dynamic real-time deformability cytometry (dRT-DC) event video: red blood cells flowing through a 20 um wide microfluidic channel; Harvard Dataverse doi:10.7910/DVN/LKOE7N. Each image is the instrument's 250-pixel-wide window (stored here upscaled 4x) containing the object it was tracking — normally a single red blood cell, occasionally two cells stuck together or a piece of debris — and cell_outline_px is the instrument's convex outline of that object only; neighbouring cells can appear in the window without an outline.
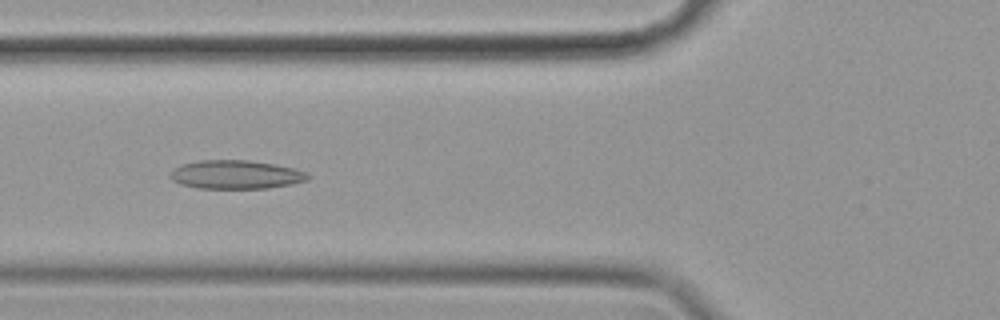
{"species": "common noctule bat (a hibernating species)", "species_latin": "Nyctalus noctula", "temperature_condition": "cold", "stored_images_in_passage": 57, "camera_frame_rate_fps": 3000, "um_per_image_px": 0.085, "animal": {"sex": "female", "body_mass_g": 19.9}, "frame": {"image": 1, "passage_image": 21, "time_ms": 6.667, "image_size_px": [1000, 320], "cell_outline_px": [[312, 176], [308, 180], [292, 184], [268, 188], [196, 188], [180, 184], [172, 180], [168, 176], [172, 168], [180, 164], [200, 160], [248, 160], [276, 164], [296, 168], [308, 172]], "centroid_in_image_um": [20.06, 14.83], "position_along_channel_um": 105.7, "area_um2": 23.41}}
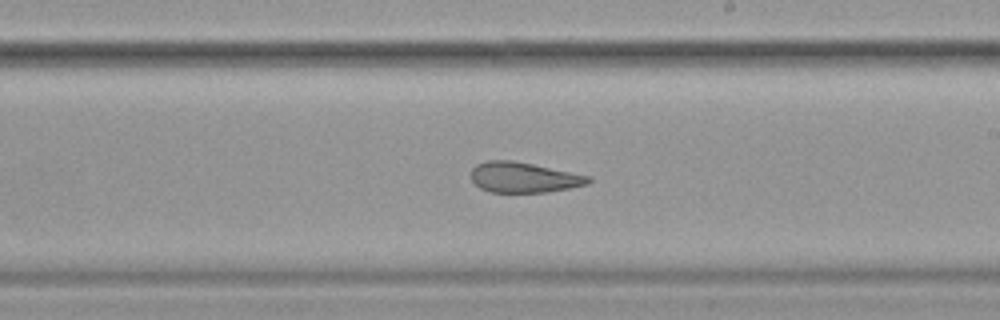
{"frame": {"image": 2, "passage_image": 33, "time_ms": 10.667, "image_size_px": [1000, 320], "cell_outline_px": [[592, 180], [588, 184], [548, 192], [488, 192], [480, 188], [472, 180], [472, 168], [476, 164], [488, 160], [512, 160], [592, 176]], "centroid_in_image_um": [44.53, 15.08], "position_along_channel_um": 244.5, "area_um2": 20.75}}
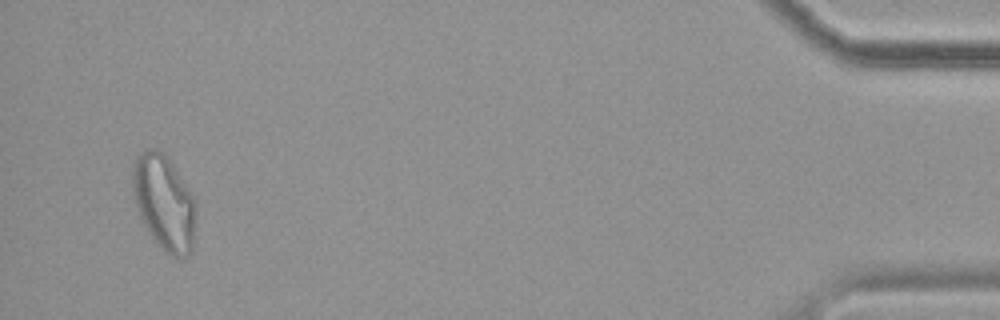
{"frame": {"image": 3, "passage_image": 55, "time_ms": 18.0, "image_size_px": [1000, 320], "cell_outline_px": [[196, 208], [192, 248], [188, 256], [168, 256], [156, 244], [144, 224], [140, 216], [132, 192], [132, 164], [136, 156], [140, 152], [148, 148], [160, 148], [164, 152], [196, 200]], "centroid_in_image_um": [13.93, 17.19], "position_along_channel_um": 421.3, "area_um2": 35.37}, "authors_computed_cell_mechanics": {"area_um2": 24.9696, "velocity_mm_per_s": 3.4798, "shape_relaxation_time_tau1_ms": null, "shape_relaxation_time_tau2_ms": 2.8314, "deformation_change_tau1": null, "deformation_change_tau2": 0.1061}}